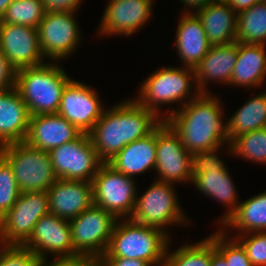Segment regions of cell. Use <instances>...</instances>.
Segmentation results:
<instances>
[{
  "label": "cell",
  "instance_id": "6",
  "mask_svg": "<svg viewBox=\"0 0 266 266\" xmlns=\"http://www.w3.org/2000/svg\"><path fill=\"white\" fill-rule=\"evenodd\" d=\"M116 222L112 213L94 204L69 220L74 251L82 259L99 260L107 251Z\"/></svg>",
  "mask_w": 266,
  "mask_h": 266
},
{
  "label": "cell",
  "instance_id": "46",
  "mask_svg": "<svg viewBox=\"0 0 266 266\" xmlns=\"http://www.w3.org/2000/svg\"><path fill=\"white\" fill-rule=\"evenodd\" d=\"M216 2H228L229 0H214Z\"/></svg>",
  "mask_w": 266,
  "mask_h": 266
},
{
  "label": "cell",
  "instance_id": "11",
  "mask_svg": "<svg viewBox=\"0 0 266 266\" xmlns=\"http://www.w3.org/2000/svg\"><path fill=\"white\" fill-rule=\"evenodd\" d=\"M172 185L173 183L158 180L150 185L142 196H137L131 219L162 230L173 223H184L187 218L180 209Z\"/></svg>",
  "mask_w": 266,
  "mask_h": 266
},
{
  "label": "cell",
  "instance_id": "8",
  "mask_svg": "<svg viewBox=\"0 0 266 266\" xmlns=\"http://www.w3.org/2000/svg\"><path fill=\"white\" fill-rule=\"evenodd\" d=\"M191 79L195 83V71L193 68L163 67L151 74L141 84L138 99L141 106L159 114L158 106L163 104L183 101L189 97Z\"/></svg>",
  "mask_w": 266,
  "mask_h": 266
},
{
  "label": "cell",
  "instance_id": "42",
  "mask_svg": "<svg viewBox=\"0 0 266 266\" xmlns=\"http://www.w3.org/2000/svg\"><path fill=\"white\" fill-rule=\"evenodd\" d=\"M227 3L230 8L238 14L241 11L249 9L258 2L256 0H229Z\"/></svg>",
  "mask_w": 266,
  "mask_h": 266
},
{
  "label": "cell",
  "instance_id": "18",
  "mask_svg": "<svg viewBox=\"0 0 266 266\" xmlns=\"http://www.w3.org/2000/svg\"><path fill=\"white\" fill-rule=\"evenodd\" d=\"M47 193L49 212L68 221L94 204L92 182L88 181L57 179Z\"/></svg>",
  "mask_w": 266,
  "mask_h": 266
},
{
  "label": "cell",
  "instance_id": "15",
  "mask_svg": "<svg viewBox=\"0 0 266 266\" xmlns=\"http://www.w3.org/2000/svg\"><path fill=\"white\" fill-rule=\"evenodd\" d=\"M96 91L86 84L70 80L63 89L57 114L81 133L89 134L105 109Z\"/></svg>",
  "mask_w": 266,
  "mask_h": 266
},
{
  "label": "cell",
  "instance_id": "33",
  "mask_svg": "<svg viewBox=\"0 0 266 266\" xmlns=\"http://www.w3.org/2000/svg\"><path fill=\"white\" fill-rule=\"evenodd\" d=\"M218 231L214 233L215 249L225 259L227 265L253 266L242 244L235 237L228 241L225 232Z\"/></svg>",
  "mask_w": 266,
  "mask_h": 266
},
{
  "label": "cell",
  "instance_id": "32",
  "mask_svg": "<svg viewBox=\"0 0 266 266\" xmlns=\"http://www.w3.org/2000/svg\"><path fill=\"white\" fill-rule=\"evenodd\" d=\"M229 145L228 152L266 164V127L244 133L236 137Z\"/></svg>",
  "mask_w": 266,
  "mask_h": 266
},
{
  "label": "cell",
  "instance_id": "44",
  "mask_svg": "<svg viewBox=\"0 0 266 266\" xmlns=\"http://www.w3.org/2000/svg\"><path fill=\"white\" fill-rule=\"evenodd\" d=\"M213 1L214 0H181V3L183 2L184 5L191 7V9L196 8V10L194 11L195 13Z\"/></svg>",
  "mask_w": 266,
  "mask_h": 266
},
{
  "label": "cell",
  "instance_id": "24",
  "mask_svg": "<svg viewBox=\"0 0 266 266\" xmlns=\"http://www.w3.org/2000/svg\"><path fill=\"white\" fill-rule=\"evenodd\" d=\"M108 164L128 177L143 173L156 165V129L148 136L127 144Z\"/></svg>",
  "mask_w": 266,
  "mask_h": 266
},
{
  "label": "cell",
  "instance_id": "20",
  "mask_svg": "<svg viewBox=\"0 0 266 266\" xmlns=\"http://www.w3.org/2000/svg\"><path fill=\"white\" fill-rule=\"evenodd\" d=\"M30 114L18 90L0 92V147L25 142Z\"/></svg>",
  "mask_w": 266,
  "mask_h": 266
},
{
  "label": "cell",
  "instance_id": "34",
  "mask_svg": "<svg viewBox=\"0 0 266 266\" xmlns=\"http://www.w3.org/2000/svg\"><path fill=\"white\" fill-rule=\"evenodd\" d=\"M20 193L12 167L0 155V220L13 207Z\"/></svg>",
  "mask_w": 266,
  "mask_h": 266
},
{
  "label": "cell",
  "instance_id": "40",
  "mask_svg": "<svg viewBox=\"0 0 266 266\" xmlns=\"http://www.w3.org/2000/svg\"><path fill=\"white\" fill-rule=\"evenodd\" d=\"M100 266H150L146 261L141 259L129 258H100Z\"/></svg>",
  "mask_w": 266,
  "mask_h": 266
},
{
  "label": "cell",
  "instance_id": "4",
  "mask_svg": "<svg viewBox=\"0 0 266 266\" xmlns=\"http://www.w3.org/2000/svg\"><path fill=\"white\" fill-rule=\"evenodd\" d=\"M50 63L16 71L15 88L27 105L30 116L57 114L63 89L71 80L62 67Z\"/></svg>",
  "mask_w": 266,
  "mask_h": 266
},
{
  "label": "cell",
  "instance_id": "35",
  "mask_svg": "<svg viewBox=\"0 0 266 266\" xmlns=\"http://www.w3.org/2000/svg\"><path fill=\"white\" fill-rule=\"evenodd\" d=\"M43 261L30 249L19 245H4L0 249V266H42Z\"/></svg>",
  "mask_w": 266,
  "mask_h": 266
},
{
  "label": "cell",
  "instance_id": "21",
  "mask_svg": "<svg viewBox=\"0 0 266 266\" xmlns=\"http://www.w3.org/2000/svg\"><path fill=\"white\" fill-rule=\"evenodd\" d=\"M237 56L238 42L227 45H212L200 63L194 68L197 91L208 93L206 83L209 80L210 82L218 80L227 85L232 78Z\"/></svg>",
  "mask_w": 266,
  "mask_h": 266
},
{
  "label": "cell",
  "instance_id": "31",
  "mask_svg": "<svg viewBox=\"0 0 266 266\" xmlns=\"http://www.w3.org/2000/svg\"><path fill=\"white\" fill-rule=\"evenodd\" d=\"M45 12L42 0H14L0 23L19 24L37 29Z\"/></svg>",
  "mask_w": 266,
  "mask_h": 266
},
{
  "label": "cell",
  "instance_id": "29",
  "mask_svg": "<svg viewBox=\"0 0 266 266\" xmlns=\"http://www.w3.org/2000/svg\"><path fill=\"white\" fill-rule=\"evenodd\" d=\"M236 42L265 45L266 2L256 3L237 16Z\"/></svg>",
  "mask_w": 266,
  "mask_h": 266
},
{
  "label": "cell",
  "instance_id": "36",
  "mask_svg": "<svg viewBox=\"0 0 266 266\" xmlns=\"http://www.w3.org/2000/svg\"><path fill=\"white\" fill-rule=\"evenodd\" d=\"M241 237L240 235L238 236L239 240L235 236L245 248L251 264L253 266H266V232H252V236L249 238L246 235H242Z\"/></svg>",
  "mask_w": 266,
  "mask_h": 266
},
{
  "label": "cell",
  "instance_id": "22",
  "mask_svg": "<svg viewBox=\"0 0 266 266\" xmlns=\"http://www.w3.org/2000/svg\"><path fill=\"white\" fill-rule=\"evenodd\" d=\"M176 30V48L184 66L195 68L212 46L196 13L185 12Z\"/></svg>",
  "mask_w": 266,
  "mask_h": 266
},
{
  "label": "cell",
  "instance_id": "9",
  "mask_svg": "<svg viewBox=\"0 0 266 266\" xmlns=\"http://www.w3.org/2000/svg\"><path fill=\"white\" fill-rule=\"evenodd\" d=\"M48 213L47 191L20 193L13 207L0 220L1 243L22 246L29 239L36 222Z\"/></svg>",
  "mask_w": 266,
  "mask_h": 266
},
{
  "label": "cell",
  "instance_id": "2",
  "mask_svg": "<svg viewBox=\"0 0 266 266\" xmlns=\"http://www.w3.org/2000/svg\"><path fill=\"white\" fill-rule=\"evenodd\" d=\"M160 117L135 99L105 110L89 133L100 160L108 163L127 144L148 136L163 122Z\"/></svg>",
  "mask_w": 266,
  "mask_h": 266
},
{
  "label": "cell",
  "instance_id": "10",
  "mask_svg": "<svg viewBox=\"0 0 266 266\" xmlns=\"http://www.w3.org/2000/svg\"><path fill=\"white\" fill-rule=\"evenodd\" d=\"M49 154L58 179L92 182L103 164L89 134L84 133L71 142L51 149Z\"/></svg>",
  "mask_w": 266,
  "mask_h": 266
},
{
  "label": "cell",
  "instance_id": "23",
  "mask_svg": "<svg viewBox=\"0 0 266 266\" xmlns=\"http://www.w3.org/2000/svg\"><path fill=\"white\" fill-rule=\"evenodd\" d=\"M200 18L211 45L236 42L237 16L227 2L213 1L195 12Z\"/></svg>",
  "mask_w": 266,
  "mask_h": 266
},
{
  "label": "cell",
  "instance_id": "3",
  "mask_svg": "<svg viewBox=\"0 0 266 266\" xmlns=\"http://www.w3.org/2000/svg\"><path fill=\"white\" fill-rule=\"evenodd\" d=\"M122 221L117 220L107 251L101 258L141 259L150 266H162L170 241L169 233L139 224L131 218Z\"/></svg>",
  "mask_w": 266,
  "mask_h": 266
},
{
  "label": "cell",
  "instance_id": "13",
  "mask_svg": "<svg viewBox=\"0 0 266 266\" xmlns=\"http://www.w3.org/2000/svg\"><path fill=\"white\" fill-rule=\"evenodd\" d=\"M75 11H46L38 26L39 47L43 57L64 59L75 52L80 42V31L74 18Z\"/></svg>",
  "mask_w": 266,
  "mask_h": 266
},
{
  "label": "cell",
  "instance_id": "25",
  "mask_svg": "<svg viewBox=\"0 0 266 266\" xmlns=\"http://www.w3.org/2000/svg\"><path fill=\"white\" fill-rule=\"evenodd\" d=\"M265 45L238 43V56L229 84L257 87L266 75Z\"/></svg>",
  "mask_w": 266,
  "mask_h": 266
},
{
  "label": "cell",
  "instance_id": "37",
  "mask_svg": "<svg viewBox=\"0 0 266 266\" xmlns=\"http://www.w3.org/2000/svg\"><path fill=\"white\" fill-rule=\"evenodd\" d=\"M219 148L210 151H200L192 154V175L207 172L211 168L223 169L225 163L220 160L215 152Z\"/></svg>",
  "mask_w": 266,
  "mask_h": 266
},
{
  "label": "cell",
  "instance_id": "45",
  "mask_svg": "<svg viewBox=\"0 0 266 266\" xmlns=\"http://www.w3.org/2000/svg\"><path fill=\"white\" fill-rule=\"evenodd\" d=\"M14 0H0V20L4 16V14L7 11L8 6L13 2Z\"/></svg>",
  "mask_w": 266,
  "mask_h": 266
},
{
  "label": "cell",
  "instance_id": "30",
  "mask_svg": "<svg viewBox=\"0 0 266 266\" xmlns=\"http://www.w3.org/2000/svg\"><path fill=\"white\" fill-rule=\"evenodd\" d=\"M168 250L167 247L162 266H210L211 264V236L196 244L180 247L171 254Z\"/></svg>",
  "mask_w": 266,
  "mask_h": 266
},
{
  "label": "cell",
  "instance_id": "38",
  "mask_svg": "<svg viewBox=\"0 0 266 266\" xmlns=\"http://www.w3.org/2000/svg\"><path fill=\"white\" fill-rule=\"evenodd\" d=\"M16 70L0 50V92L15 87Z\"/></svg>",
  "mask_w": 266,
  "mask_h": 266
},
{
  "label": "cell",
  "instance_id": "47",
  "mask_svg": "<svg viewBox=\"0 0 266 266\" xmlns=\"http://www.w3.org/2000/svg\"><path fill=\"white\" fill-rule=\"evenodd\" d=\"M258 3L266 2V0H256Z\"/></svg>",
  "mask_w": 266,
  "mask_h": 266
},
{
  "label": "cell",
  "instance_id": "26",
  "mask_svg": "<svg viewBox=\"0 0 266 266\" xmlns=\"http://www.w3.org/2000/svg\"><path fill=\"white\" fill-rule=\"evenodd\" d=\"M192 183L195 184L201 193L213 197L215 200L217 199V201H220L227 207L229 206L227 209L229 211L223 215L221 220L223 225L236 211L239 204V200L236 197V190L227 168H211L207 172L195 174Z\"/></svg>",
  "mask_w": 266,
  "mask_h": 266
},
{
  "label": "cell",
  "instance_id": "12",
  "mask_svg": "<svg viewBox=\"0 0 266 266\" xmlns=\"http://www.w3.org/2000/svg\"><path fill=\"white\" fill-rule=\"evenodd\" d=\"M37 254L46 262V252H50L56 261H75L82 259L73 249L71 227L68 220L48 213L35 224L29 239L22 245Z\"/></svg>",
  "mask_w": 266,
  "mask_h": 266
},
{
  "label": "cell",
  "instance_id": "1",
  "mask_svg": "<svg viewBox=\"0 0 266 266\" xmlns=\"http://www.w3.org/2000/svg\"><path fill=\"white\" fill-rule=\"evenodd\" d=\"M221 102L208 93L195 92L193 99L185 102L182 109L162 116L181 139L188 152L210 151L227 141L226 124L222 121Z\"/></svg>",
  "mask_w": 266,
  "mask_h": 266
},
{
  "label": "cell",
  "instance_id": "43",
  "mask_svg": "<svg viewBox=\"0 0 266 266\" xmlns=\"http://www.w3.org/2000/svg\"><path fill=\"white\" fill-rule=\"evenodd\" d=\"M210 266H228L225 259L216 251L214 233L211 235V264Z\"/></svg>",
  "mask_w": 266,
  "mask_h": 266
},
{
  "label": "cell",
  "instance_id": "39",
  "mask_svg": "<svg viewBox=\"0 0 266 266\" xmlns=\"http://www.w3.org/2000/svg\"><path fill=\"white\" fill-rule=\"evenodd\" d=\"M46 11H75L82 0H42Z\"/></svg>",
  "mask_w": 266,
  "mask_h": 266
},
{
  "label": "cell",
  "instance_id": "27",
  "mask_svg": "<svg viewBox=\"0 0 266 266\" xmlns=\"http://www.w3.org/2000/svg\"><path fill=\"white\" fill-rule=\"evenodd\" d=\"M226 124L227 141L266 127V91L248 100Z\"/></svg>",
  "mask_w": 266,
  "mask_h": 266
},
{
  "label": "cell",
  "instance_id": "41",
  "mask_svg": "<svg viewBox=\"0 0 266 266\" xmlns=\"http://www.w3.org/2000/svg\"><path fill=\"white\" fill-rule=\"evenodd\" d=\"M48 261L43 262L42 266H100L98 260L94 259H80L75 261H54L47 264Z\"/></svg>",
  "mask_w": 266,
  "mask_h": 266
},
{
  "label": "cell",
  "instance_id": "28",
  "mask_svg": "<svg viewBox=\"0 0 266 266\" xmlns=\"http://www.w3.org/2000/svg\"><path fill=\"white\" fill-rule=\"evenodd\" d=\"M223 225L237 228L248 237L252 232H266V191L239 203Z\"/></svg>",
  "mask_w": 266,
  "mask_h": 266
},
{
  "label": "cell",
  "instance_id": "19",
  "mask_svg": "<svg viewBox=\"0 0 266 266\" xmlns=\"http://www.w3.org/2000/svg\"><path fill=\"white\" fill-rule=\"evenodd\" d=\"M82 133L58 114L32 115L25 142L37 149L50 151L78 138Z\"/></svg>",
  "mask_w": 266,
  "mask_h": 266
},
{
  "label": "cell",
  "instance_id": "16",
  "mask_svg": "<svg viewBox=\"0 0 266 266\" xmlns=\"http://www.w3.org/2000/svg\"><path fill=\"white\" fill-rule=\"evenodd\" d=\"M0 50L16 71L44 63L38 29L33 27L0 23Z\"/></svg>",
  "mask_w": 266,
  "mask_h": 266
},
{
  "label": "cell",
  "instance_id": "14",
  "mask_svg": "<svg viewBox=\"0 0 266 266\" xmlns=\"http://www.w3.org/2000/svg\"><path fill=\"white\" fill-rule=\"evenodd\" d=\"M158 181H192V154L183 146L181 139L163 121L156 128V165Z\"/></svg>",
  "mask_w": 266,
  "mask_h": 266
},
{
  "label": "cell",
  "instance_id": "7",
  "mask_svg": "<svg viewBox=\"0 0 266 266\" xmlns=\"http://www.w3.org/2000/svg\"><path fill=\"white\" fill-rule=\"evenodd\" d=\"M94 205L112 213L118 220L132 217L137 192L132 177L103 163L92 180Z\"/></svg>",
  "mask_w": 266,
  "mask_h": 266
},
{
  "label": "cell",
  "instance_id": "48",
  "mask_svg": "<svg viewBox=\"0 0 266 266\" xmlns=\"http://www.w3.org/2000/svg\"><path fill=\"white\" fill-rule=\"evenodd\" d=\"M3 247V244L1 243V241H0V249Z\"/></svg>",
  "mask_w": 266,
  "mask_h": 266
},
{
  "label": "cell",
  "instance_id": "5",
  "mask_svg": "<svg viewBox=\"0 0 266 266\" xmlns=\"http://www.w3.org/2000/svg\"><path fill=\"white\" fill-rule=\"evenodd\" d=\"M0 155L12 167L21 193L47 191L58 179L48 151L19 142L0 147Z\"/></svg>",
  "mask_w": 266,
  "mask_h": 266
},
{
  "label": "cell",
  "instance_id": "17",
  "mask_svg": "<svg viewBox=\"0 0 266 266\" xmlns=\"http://www.w3.org/2000/svg\"><path fill=\"white\" fill-rule=\"evenodd\" d=\"M152 0H110L104 11L100 35L129 36L151 18Z\"/></svg>",
  "mask_w": 266,
  "mask_h": 266
}]
</instances>
